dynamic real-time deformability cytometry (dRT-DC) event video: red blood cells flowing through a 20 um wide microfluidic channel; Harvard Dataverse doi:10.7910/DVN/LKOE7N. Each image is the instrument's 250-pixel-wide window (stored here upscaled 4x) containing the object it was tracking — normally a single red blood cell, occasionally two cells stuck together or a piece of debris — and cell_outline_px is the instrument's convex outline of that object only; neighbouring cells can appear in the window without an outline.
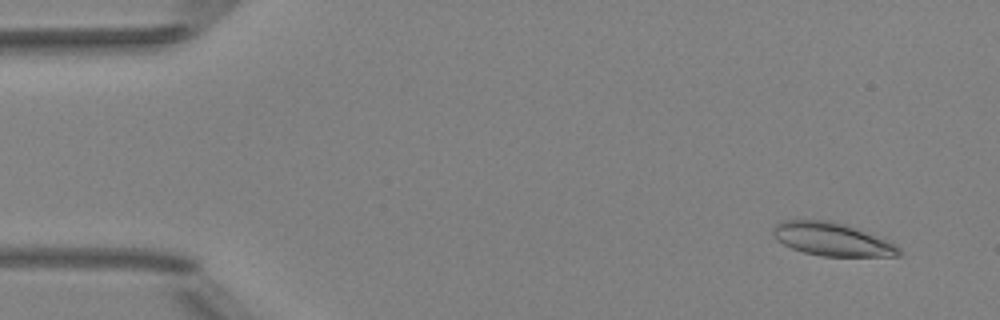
{"species": "Egyptian fruit bat (a non-hibernating species)", "species_latin": "Rousettus aegyptiacus", "temperature_condition": "room temperature", "stored_images_in_passage": 52, "camera_frame_rate_fps": 3000, "um_per_image_px": 0.085, "animal": {"sex": "female"}, "frame": {"image": 1, "passage_image": 4, "time_ms": 1.0, "image_size_px": [1000, 320], "cell_outline_px": [[904, 252], [900, 256], [820, 256], [804, 252], [792, 248], [776, 240], [772, 236], [772, 228], [780, 220], [828, 220], [844, 224], [880, 236], [900, 248]], "centroid_in_image_um": [70.72, 20.33], "position_along_channel_um": 14.3, "area_um2": 24.51}}
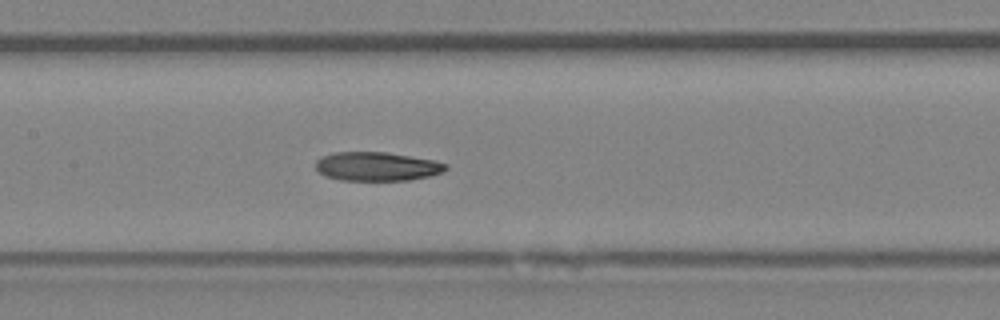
{"frame": {"image": 2, "passage_image": 25, "time_ms": 8.0, "image_size_px": [1000, 320], "cell_outline_px": [[448, 168], [444, 172], [432, 176], [412, 180], [340, 180], [324, 176], [316, 168], [316, 160], [320, 156], [336, 152], [384, 152], [432, 160], [448, 164]], "centroid_in_image_um": [32.04, 14.15], "position_along_channel_um": 175.4, "area_um2": 21.96}}
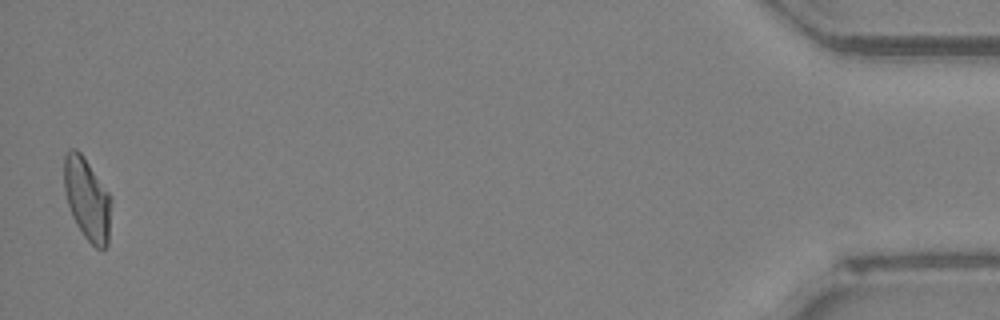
{"frame": {"image": 3, "passage_image": 51, "time_ms": 16.667, "image_size_px": [1000, 320], "cell_outline_px": [[112, 200], [108, 244], [104, 248], [96, 248], [84, 236], [76, 224], [72, 216], [68, 204], [64, 188], [64, 156], [68, 148], [76, 148], [84, 156], [108, 192]], "centroid_in_image_um": [7.41, 16.89], "position_along_channel_um": 427.8, "area_um2": 22.66}, "authors_computed_cell_mechanics": {"area_um2": 22.5998, "velocity_mm_per_s": 4.0041, "shape_relaxation_time_tau1_ms": null, "shape_relaxation_time_tau2_ms": 4.9495, "deformation_change_tau1": null, "deformation_change_tau2": 0.1173}}